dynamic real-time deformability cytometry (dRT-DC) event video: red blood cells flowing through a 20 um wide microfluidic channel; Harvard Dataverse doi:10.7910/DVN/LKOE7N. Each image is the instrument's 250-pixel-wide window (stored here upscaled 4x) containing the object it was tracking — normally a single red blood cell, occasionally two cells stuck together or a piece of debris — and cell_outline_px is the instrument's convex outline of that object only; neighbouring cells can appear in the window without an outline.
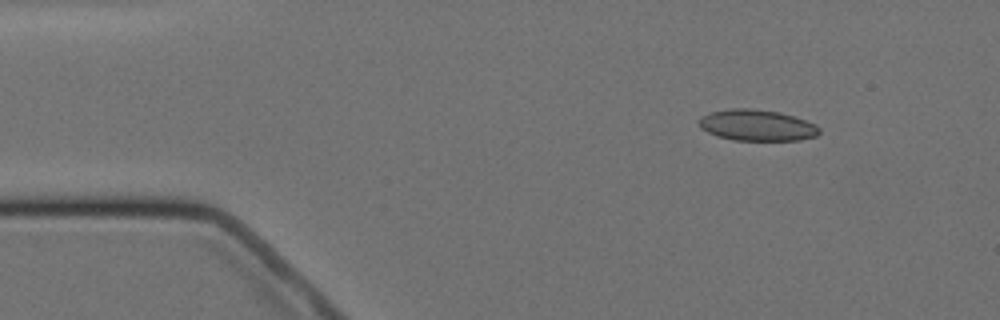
{"species": "Egyptian fruit bat (a non-hibernating species)", "species_latin": "Rousettus aegyptiacus", "temperature_condition": "cold", "stored_images_in_passage": 4, "camera_frame_rate_fps": 3000, "um_per_image_px": 0.085, "animal": {"sex": "female"}, "frame": {"image": 1, "passage_image": 2, "time_ms": 2.0, "image_size_px": [1000, 320], "cell_outline_px": [[820, 132], [816, 136], [800, 140], [732, 140], [716, 136], [700, 128], [696, 120], [700, 116], [712, 112], [732, 108], [752, 108], [780, 112], [816, 124], [820, 128]], "centroid_in_image_um": [64.3, 10.65], "position_along_channel_um": 20.7, "area_um2": 22.02}}